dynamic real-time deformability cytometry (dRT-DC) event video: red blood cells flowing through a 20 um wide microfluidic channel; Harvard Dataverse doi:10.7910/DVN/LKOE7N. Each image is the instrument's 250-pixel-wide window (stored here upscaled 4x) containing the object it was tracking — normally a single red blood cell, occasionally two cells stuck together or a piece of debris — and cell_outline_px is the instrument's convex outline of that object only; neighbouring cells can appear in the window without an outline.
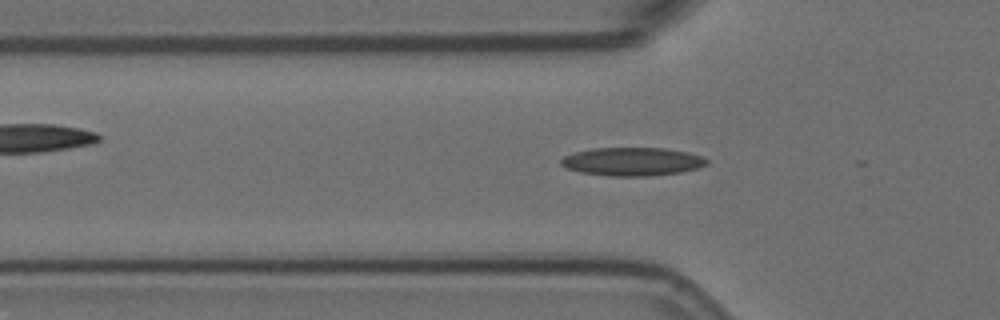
{"species": "Egyptian fruit bat (a non-hibernating species)", "species_latin": "Rousettus aegyptiacus", "temperature_condition": "room temperature", "stored_images_in_passage": 4, "camera_frame_rate_fps": 3000, "um_per_image_px": 0.085, "animal": {"sex": "female"}, "frame": {"image": 1, "passage_image": 4, "time_ms": 1.0, "image_size_px": [1000, 320], "cell_outline_px": [[708, 164], [700, 168], [680, 172], [652, 176], [608, 176], [580, 172], [568, 168], [560, 164], [560, 160], [564, 156], [576, 152], [592, 148], [664, 148], [688, 152], [704, 156], [708, 160]], "centroid_in_image_um": [53.79, 13.73], "position_along_channel_um": 72.0, "area_um2": 24.22}}